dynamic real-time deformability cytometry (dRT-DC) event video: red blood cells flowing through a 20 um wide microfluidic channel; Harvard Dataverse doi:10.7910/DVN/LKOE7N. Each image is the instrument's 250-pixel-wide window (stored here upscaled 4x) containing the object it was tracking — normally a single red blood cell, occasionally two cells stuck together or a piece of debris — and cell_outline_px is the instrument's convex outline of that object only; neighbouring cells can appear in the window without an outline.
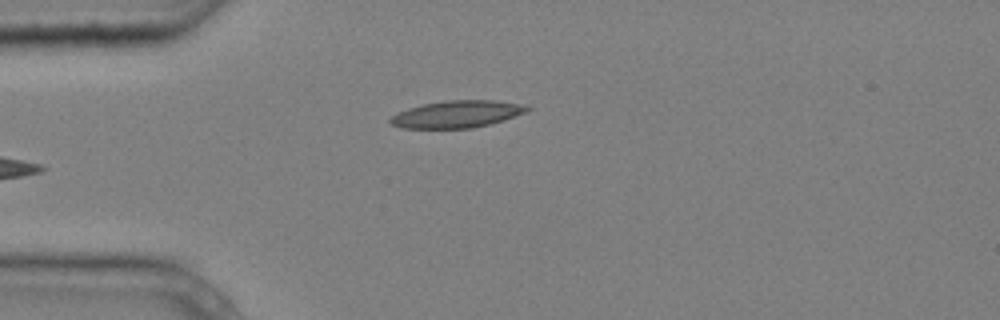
{"species": "common noctule bat (a hibernating species)", "species_latin": "Nyctalus noctula", "temperature_condition": "cold", "stored_images_in_passage": 6, "camera_frame_rate_fps": 3000, "um_per_image_px": 0.085, "animal": {"sex": "male", "body_mass_g": 20.4}, "frame": {"image": 1, "passage_image": 6, "time_ms": 1.667, "image_size_px": [1000, 320], "cell_outline_px": [[532, 108], [528, 112], [504, 120], [472, 128], [400, 128], [392, 124], [388, 120], [392, 116], [408, 108], [420, 104], [444, 100], [496, 100], [520, 104]], "centroid_in_image_um": [38.85, 9.69], "position_along_channel_um": 46.1, "area_um2": 21.68}}